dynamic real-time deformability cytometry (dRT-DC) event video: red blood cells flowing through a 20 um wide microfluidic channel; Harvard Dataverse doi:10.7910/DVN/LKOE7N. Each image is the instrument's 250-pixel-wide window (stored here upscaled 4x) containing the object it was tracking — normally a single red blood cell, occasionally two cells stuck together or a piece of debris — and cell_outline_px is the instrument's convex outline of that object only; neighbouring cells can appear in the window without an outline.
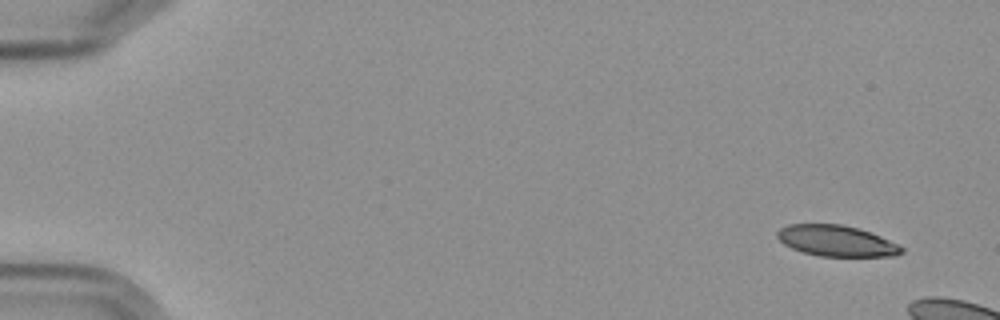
{"species": "Egyptian fruit bat (a non-hibernating species)", "species_latin": "Rousettus aegyptiacus", "temperature_condition": "cold", "stored_images_in_passage": 4, "camera_frame_rate_fps": 3000, "um_per_image_px": 0.085, "frame": {"image": 1, "passage_image": 1, "time_ms": 0.0, "image_size_px": [1000, 320], "cell_outline_px": [[904, 252], [896, 256], [820, 256], [804, 252], [792, 248], [784, 244], [776, 236], [776, 232], [780, 228], [788, 224], [840, 224], [860, 228], [880, 236], [904, 248]], "centroid_in_image_um": [71.09, 20.47], "position_along_channel_um": 13.9, "area_um2": 22.37}}